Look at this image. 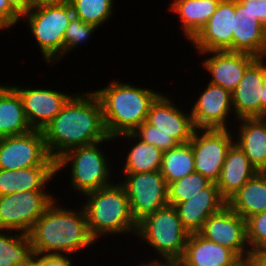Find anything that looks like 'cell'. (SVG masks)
<instances>
[{"mask_svg": "<svg viewBox=\"0 0 266 266\" xmlns=\"http://www.w3.org/2000/svg\"><path fill=\"white\" fill-rule=\"evenodd\" d=\"M238 256L230 249L206 239L199 233L188 235L179 266H227Z\"/></svg>", "mask_w": 266, "mask_h": 266, "instance_id": "cell-21", "label": "cell"}, {"mask_svg": "<svg viewBox=\"0 0 266 266\" xmlns=\"http://www.w3.org/2000/svg\"><path fill=\"white\" fill-rule=\"evenodd\" d=\"M238 120L240 125L235 131V143L258 172H266V119L254 117Z\"/></svg>", "mask_w": 266, "mask_h": 266, "instance_id": "cell-22", "label": "cell"}, {"mask_svg": "<svg viewBox=\"0 0 266 266\" xmlns=\"http://www.w3.org/2000/svg\"><path fill=\"white\" fill-rule=\"evenodd\" d=\"M227 205L245 220L266 211V172H258L250 178Z\"/></svg>", "mask_w": 266, "mask_h": 266, "instance_id": "cell-27", "label": "cell"}, {"mask_svg": "<svg viewBox=\"0 0 266 266\" xmlns=\"http://www.w3.org/2000/svg\"><path fill=\"white\" fill-rule=\"evenodd\" d=\"M45 190L22 191L0 196V229L28 234L56 199Z\"/></svg>", "mask_w": 266, "mask_h": 266, "instance_id": "cell-8", "label": "cell"}, {"mask_svg": "<svg viewBox=\"0 0 266 266\" xmlns=\"http://www.w3.org/2000/svg\"><path fill=\"white\" fill-rule=\"evenodd\" d=\"M232 52L266 58V28L251 12V0H235Z\"/></svg>", "mask_w": 266, "mask_h": 266, "instance_id": "cell-15", "label": "cell"}, {"mask_svg": "<svg viewBox=\"0 0 266 266\" xmlns=\"http://www.w3.org/2000/svg\"><path fill=\"white\" fill-rule=\"evenodd\" d=\"M136 86L113 80L104 88L93 91L100 101L109 137L133 132L147 120L150 106L161 94L144 86Z\"/></svg>", "mask_w": 266, "mask_h": 266, "instance_id": "cell-3", "label": "cell"}, {"mask_svg": "<svg viewBox=\"0 0 266 266\" xmlns=\"http://www.w3.org/2000/svg\"><path fill=\"white\" fill-rule=\"evenodd\" d=\"M198 54L211 56H207L201 63L212 75L209 83L219 85L230 93L238 86L246 69L257 59L254 55L231 51H208Z\"/></svg>", "mask_w": 266, "mask_h": 266, "instance_id": "cell-18", "label": "cell"}, {"mask_svg": "<svg viewBox=\"0 0 266 266\" xmlns=\"http://www.w3.org/2000/svg\"><path fill=\"white\" fill-rule=\"evenodd\" d=\"M257 173L249 158L234 143L228 150L219 180L216 182L220 194L228 201Z\"/></svg>", "mask_w": 266, "mask_h": 266, "instance_id": "cell-23", "label": "cell"}, {"mask_svg": "<svg viewBox=\"0 0 266 266\" xmlns=\"http://www.w3.org/2000/svg\"><path fill=\"white\" fill-rule=\"evenodd\" d=\"M251 12L266 28V0H251Z\"/></svg>", "mask_w": 266, "mask_h": 266, "instance_id": "cell-38", "label": "cell"}, {"mask_svg": "<svg viewBox=\"0 0 266 266\" xmlns=\"http://www.w3.org/2000/svg\"><path fill=\"white\" fill-rule=\"evenodd\" d=\"M11 86L21 96L26 118L32 129L36 130H43L73 95L55 89Z\"/></svg>", "mask_w": 266, "mask_h": 266, "instance_id": "cell-16", "label": "cell"}, {"mask_svg": "<svg viewBox=\"0 0 266 266\" xmlns=\"http://www.w3.org/2000/svg\"><path fill=\"white\" fill-rule=\"evenodd\" d=\"M227 266H255L252 254L240 256Z\"/></svg>", "mask_w": 266, "mask_h": 266, "instance_id": "cell-41", "label": "cell"}, {"mask_svg": "<svg viewBox=\"0 0 266 266\" xmlns=\"http://www.w3.org/2000/svg\"><path fill=\"white\" fill-rule=\"evenodd\" d=\"M139 266H179V263L173 260H159V258H156L155 260H150L148 262L146 260L145 263L142 261Z\"/></svg>", "mask_w": 266, "mask_h": 266, "instance_id": "cell-40", "label": "cell"}, {"mask_svg": "<svg viewBox=\"0 0 266 266\" xmlns=\"http://www.w3.org/2000/svg\"><path fill=\"white\" fill-rule=\"evenodd\" d=\"M23 266H38L33 260H31L28 264Z\"/></svg>", "mask_w": 266, "mask_h": 266, "instance_id": "cell-45", "label": "cell"}, {"mask_svg": "<svg viewBox=\"0 0 266 266\" xmlns=\"http://www.w3.org/2000/svg\"><path fill=\"white\" fill-rule=\"evenodd\" d=\"M123 182L130 202L133 219L138 223L144 217L168 205V184L160 173H123Z\"/></svg>", "mask_w": 266, "mask_h": 266, "instance_id": "cell-9", "label": "cell"}, {"mask_svg": "<svg viewBox=\"0 0 266 266\" xmlns=\"http://www.w3.org/2000/svg\"><path fill=\"white\" fill-rule=\"evenodd\" d=\"M55 175L56 166H32L16 171L0 169V196L22 191L45 190Z\"/></svg>", "mask_w": 266, "mask_h": 266, "instance_id": "cell-24", "label": "cell"}, {"mask_svg": "<svg viewBox=\"0 0 266 266\" xmlns=\"http://www.w3.org/2000/svg\"><path fill=\"white\" fill-rule=\"evenodd\" d=\"M198 233L232 250L238 257L251 254L247 243L246 220L228 205L211 215Z\"/></svg>", "mask_w": 266, "mask_h": 266, "instance_id": "cell-12", "label": "cell"}, {"mask_svg": "<svg viewBox=\"0 0 266 266\" xmlns=\"http://www.w3.org/2000/svg\"><path fill=\"white\" fill-rule=\"evenodd\" d=\"M173 102L165 93H161L150 106L146 121L172 136L179 144L187 143L195 130L191 113H185Z\"/></svg>", "mask_w": 266, "mask_h": 266, "instance_id": "cell-19", "label": "cell"}, {"mask_svg": "<svg viewBox=\"0 0 266 266\" xmlns=\"http://www.w3.org/2000/svg\"><path fill=\"white\" fill-rule=\"evenodd\" d=\"M174 1V2H173ZM169 10L177 13L181 31L189 42L206 25L221 0H173Z\"/></svg>", "mask_w": 266, "mask_h": 266, "instance_id": "cell-26", "label": "cell"}, {"mask_svg": "<svg viewBox=\"0 0 266 266\" xmlns=\"http://www.w3.org/2000/svg\"><path fill=\"white\" fill-rule=\"evenodd\" d=\"M211 181L204 177L199 172H193L183 178L173 181L168 184V205L178 204L184 202L207 187Z\"/></svg>", "mask_w": 266, "mask_h": 266, "instance_id": "cell-32", "label": "cell"}, {"mask_svg": "<svg viewBox=\"0 0 266 266\" xmlns=\"http://www.w3.org/2000/svg\"><path fill=\"white\" fill-rule=\"evenodd\" d=\"M110 140L115 142L114 138L108 137L106 140L68 150L56 160V173L62 172L64 167L71 164V188L82 193V196L115 183L111 177L110 159L100 147Z\"/></svg>", "mask_w": 266, "mask_h": 266, "instance_id": "cell-5", "label": "cell"}, {"mask_svg": "<svg viewBox=\"0 0 266 266\" xmlns=\"http://www.w3.org/2000/svg\"><path fill=\"white\" fill-rule=\"evenodd\" d=\"M32 166H56L47 151L42 130L0 138V169L16 171Z\"/></svg>", "mask_w": 266, "mask_h": 266, "instance_id": "cell-11", "label": "cell"}, {"mask_svg": "<svg viewBox=\"0 0 266 266\" xmlns=\"http://www.w3.org/2000/svg\"><path fill=\"white\" fill-rule=\"evenodd\" d=\"M33 254L28 234L0 229V266L26 265L32 260Z\"/></svg>", "mask_w": 266, "mask_h": 266, "instance_id": "cell-29", "label": "cell"}, {"mask_svg": "<svg viewBox=\"0 0 266 266\" xmlns=\"http://www.w3.org/2000/svg\"><path fill=\"white\" fill-rule=\"evenodd\" d=\"M73 16L69 2L34 5L21 16L28 23L46 65L55 66L64 56V35Z\"/></svg>", "mask_w": 266, "mask_h": 266, "instance_id": "cell-6", "label": "cell"}, {"mask_svg": "<svg viewBox=\"0 0 266 266\" xmlns=\"http://www.w3.org/2000/svg\"><path fill=\"white\" fill-rule=\"evenodd\" d=\"M65 2H69V0H34V5L52 4V3H65Z\"/></svg>", "mask_w": 266, "mask_h": 266, "instance_id": "cell-44", "label": "cell"}, {"mask_svg": "<svg viewBox=\"0 0 266 266\" xmlns=\"http://www.w3.org/2000/svg\"><path fill=\"white\" fill-rule=\"evenodd\" d=\"M195 172L194 155L190 142L163 151L160 173L167 184Z\"/></svg>", "mask_w": 266, "mask_h": 266, "instance_id": "cell-30", "label": "cell"}, {"mask_svg": "<svg viewBox=\"0 0 266 266\" xmlns=\"http://www.w3.org/2000/svg\"><path fill=\"white\" fill-rule=\"evenodd\" d=\"M32 130L19 93L11 85H0V138Z\"/></svg>", "mask_w": 266, "mask_h": 266, "instance_id": "cell-25", "label": "cell"}, {"mask_svg": "<svg viewBox=\"0 0 266 266\" xmlns=\"http://www.w3.org/2000/svg\"><path fill=\"white\" fill-rule=\"evenodd\" d=\"M10 5L22 16L34 6V0H8Z\"/></svg>", "mask_w": 266, "mask_h": 266, "instance_id": "cell-39", "label": "cell"}, {"mask_svg": "<svg viewBox=\"0 0 266 266\" xmlns=\"http://www.w3.org/2000/svg\"><path fill=\"white\" fill-rule=\"evenodd\" d=\"M56 199L32 226L28 237L34 254H76L97 241L91 236L83 206H58Z\"/></svg>", "mask_w": 266, "mask_h": 266, "instance_id": "cell-2", "label": "cell"}, {"mask_svg": "<svg viewBox=\"0 0 266 266\" xmlns=\"http://www.w3.org/2000/svg\"><path fill=\"white\" fill-rule=\"evenodd\" d=\"M261 100H262V117H264L266 113V62H265V81L263 84Z\"/></svg>", "mask_w": 266, "mask_h": 266, "instance_id": "cell-43", "label": "cell"}, {"mask_svg": "<svg viewBox=\"0 0 266 266\" xmlns=\"http://www.w3.org/2000/svg\"><path fill=\"white\" fill-rule=\"evenodd\" d=\"M133 133L142 141L159 148L162 151H166L176 147L179 143L163 131L158 129L147 121L139 125Z\"/></svg>", "mask_w": 266, "mask_h": 266, "instance_id": "cell-35", "label": "cell"}, {"mask_svg": "<svg viewBox=\"0 0 266 266\" xmlns=\"http://www.w3.org/2000/svg\"><path fill=\"white\" fill-rule=\"evenodd\" d=\"M247 243L251 254L266 250V211L246 220Z\"/></svg>", "mask_w": 266, "mask_h": 266, "instance_id": "cell-34", "label": "cell"}, {"mask_svg": "<svg viewBox=\"0 0 266 266\" xmlns=\"http://www.w3.org/2000/svg\"><path fill=\"white\" fill-rule=\"evenodd\" d=\"M265 57L257 58L244 72L232 94L233 115L241 118L262 117V89L265 81Z\"/></svg>", "mask_w": 266, "mask_h": 266, "instance_id": "cell-17", "label": "cell"}, {"mask_svg": "<svg viewBox=\"0 0 266 266\" xmlns=\"http://www.w3.org/2000/svg\"><path fill=\"white\" fill-rule=\"evenodd\" d=\"M235 0H221L206 25L190 41L197 52L231 51Z\"/></svg>", "mask_w": 266, "mask_h": 266, "instance_id": "cell-14", "label": "cell"}, {"mask_svg": "<svg viewBox=\"0 0 266 266\" xmlns=\"http://www.w3.org/2000/svg\"><path fill=\"white\" fill-rule=\"evenodd\" d=\"M126 137L129 139L137 140L129 147V151L126 157V162L123 164V173H143V172H155L160 170L163 151L155 146L148 144L140 140L133 132L124 133L116 136L114 139Z\"/></svg>", "mask_w": 266, "mask_h": 266, "instance_id": "cell-28", "label": "cell"}, {"mask_svg": "<svg viewBox=\"0 0 266 266\" xmlns=\"http://www.w3.org/2000/svg\"><path fill=\"white\" fill-rule=\"evenodd\" d=\"M42 133L47 151L55 161L70 149L109 137L100 101L90 90L74 93Z\"/></svg>", "mask_w": 266, "mask_h": 266, "instance_id": "cell-1", "label": "cell"}, {"mask_svg": "<svg viewBox=\"0 0 266 266\" xmlns=\"http://www.w3.org/2000/svg\"><path fill=\"white\" fill-rule=\"evenodd\" d=\"M202 91L190 109L195 129H230L232 123L227 120L233 111L232 94L209 82Z\"/></svg>", "mask_w": 266, "mask_h": 266, "instance_id": "cell-13", "label": "cell"}, {"mask_svg": "<svg viewBox=\"0 0 266 266\" xmlns=\"http://www.w3.org/2000/svg\"><path fill=\"white\" fill-rule=\"evenodd\" d=\"M97 29V26L73 16L64 35V57L71 50L74 51L78 45L86 43Z\"/></svg>", "mask_w": 266, "mask_h": 266, "instance_id": "cell-33", "label": "cell"}, {"mask_svg": "<svg viewBox=\"0 0 266 266\" xmlns=\"http://www.w3.org/2000/svg\"><path fill=\"white\" fill-rule=\"evenodd\" d=\"M74 16L101 28L112 18L114 0H69Z\"/></svg>", "mask_w": 266, "mask_h": 266, "instance_id": "cell-31", "label": "cell"}, {"mask_svg": "<svg viewBox=\"0 0 266 266\" xmlns=\"http://www.w3.org/2000/svg\"><path fill=\"white\" fill-rule=\"evenodd\" d=\"M255 266H266V250L252 253Z\"/></svg>", "mask_w": 266, "mask_h": 266, "instance_id": "cell-42", "label": "cell"}, {"mask_svg": "<svg viewBox=\"0 0 266 266\" xmlns=\"http://www.w3.org/2000/svg\"><path fill=\"white\" fill-rule=\"evenodd\" d=\"M32 260L38 266H72L74 263L71 261L69 255L66 254H33Z\"/></svg>", "mask_w": 266, "mask_h": 266, "instance_id": "cell-37", "label": "cell"}, {"mask_svg": "<svg viewBox=\"0 0 266 266\" xmlns=\"http://www.w3.org/2000/svg\"><path fill=\"white\" fill-rule=\"evenodd\" d=\"M20 20L21 15L10 5L9 1L0 0V30H8L16 26Z\"/></svg>", "mask_w": 266, "mask_h": 266, "instance_id": "cell-36", "label": "cell"}, {"mask_svg": "<svg viewBox=\"0 0 266 266\" xmlns=\"http://www.w3.org/2000/svg\"><path fill=\"white\" fill-rule=\"evenodd\" d=\"M227 205L215 182L191 199L174 204L183 228L189 233H198L205 221Z\"/></svg>", "mask_w": 266, "mask_h": 266, "instance_id": "cell-20", "label": "cell"}, {"mask_svg": "<svg viewBox=\"0 0 266 266\" xmlns=\"http://www.w3.org/2000/svg\"><path fill=\"white\" fill-rule=\"evenodd\" d=\"M188 235L173 205H166L137 223L136 237L152 247L161 260L178 262L184 254Z\"/></svg>", "mask_w": 266, "mask_h": 266, "instance_id": "cell-7", "label": "cell"}, {"mask_svg": "<svg viewBox=\"0 0 266 266\" xmlns=\"http://www.w3.org/2000/svg\"><path fill=\"white\" fill-rule=\"evenodd\" d=\"M83 206L88 229L97 241L101 236L132 233L136 236L137 223L133 219L124 186L118 182L86 194Z\"/></svg>", "mask_w": 266, "mask_h": 266, "instance_id": "cell-4", "label": "cell"}, {"mask_svg": "<svg viewBox=\"0 0 266 266\" xmlns=\"http://www.w3.org/2000/svg\"><path fill=\"white\" fill-rule=\"evenodd\" d=\"M232 133L230 129L194 130L189 142L193 150L195 172L211 182L219 180L228 150L235 143Z\"/></svg>", "mask_w": 266, "mask_h": 266, "instance_id": "cell-10", "label": "cell"}]
</instances>
